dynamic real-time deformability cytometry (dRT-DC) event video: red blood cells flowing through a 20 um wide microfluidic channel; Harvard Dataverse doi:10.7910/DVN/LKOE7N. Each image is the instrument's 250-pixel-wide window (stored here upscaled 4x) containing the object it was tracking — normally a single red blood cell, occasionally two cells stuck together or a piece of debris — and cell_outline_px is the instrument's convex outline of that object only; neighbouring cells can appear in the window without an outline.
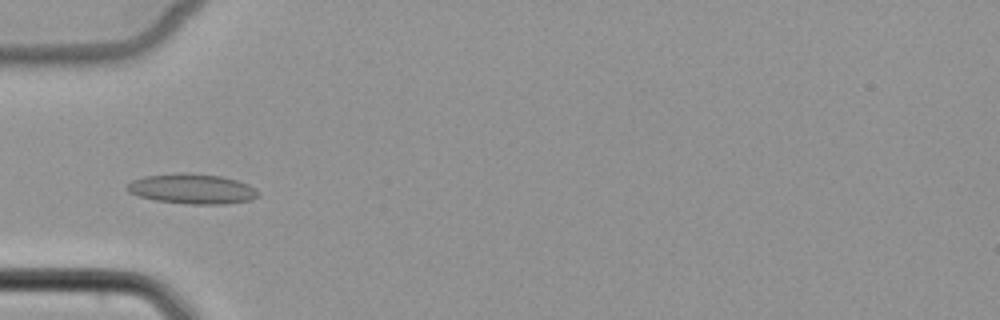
{"species": "common noctule bat (a hibernating species)", "species_latin": "Nyctalus noctula", "temperature_condition": "cold", "stored_images_in_passage": 4, "camera_frame_rate_fps": 3000, "um_per_image_px": 0.085, "animal": {"sex": "female", "body_mass_g": 22.7, "forearm_length_mm": 54.2}, "frame": {"image": 1, "passage_image": 4, "time_ms": 3.333, "image_size_px": [1000, 320], "cell_outline_px": [[260, 196], [252, 200], [224, 204], [188, 204], [156, 200], [140, 196], [128, 192], [124, 188], [132, 180], [144, 176], [220, 176], [236, 180], [248, 184], [260, 192]], "centroid_in_image_um": [16.38, 16.11], "position_along_channel_um": 68.6, "area_um2": 21.91}}